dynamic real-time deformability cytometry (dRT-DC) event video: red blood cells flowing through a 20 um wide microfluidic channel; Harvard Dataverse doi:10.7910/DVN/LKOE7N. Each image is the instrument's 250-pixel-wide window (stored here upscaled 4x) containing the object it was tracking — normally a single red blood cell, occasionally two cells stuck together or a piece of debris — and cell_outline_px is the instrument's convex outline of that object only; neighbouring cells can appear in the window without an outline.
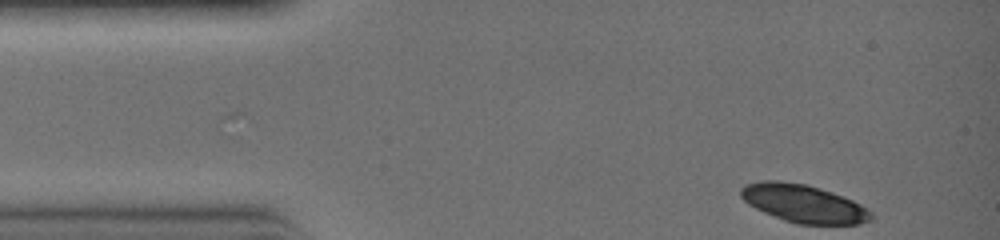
{"species": "common noctule bat (a hibernating species)", "species_latin": "Nyctalus noctula", "temperature_condition": "warm", "stored_images_in_passage": 2, "camera_frame_rate_fps": 3000, "um_per_image_px": 0.085, "animal": {"sex": "female", "body_mass_g": 19.0, "forearm_length_mm": 51.5}, "frame": {"image": 1, "passage_image": 2, "time_ms": 0.333, "image_size_px": [1000, 240], "cell_outline_px": [[872, 220], [860, 224], [796, 224], [784, 220], [764, 212], [748, 204], [740, 196], [740, 188], [744, 184], [760, 180], [780, 180], [808, 184], [844, 196], [860, 204], [872, 212]], "centroid_in_image_um": [68.29, 17.28], "position_along_channel_um": 16.7, "area_um2": 29.07}}